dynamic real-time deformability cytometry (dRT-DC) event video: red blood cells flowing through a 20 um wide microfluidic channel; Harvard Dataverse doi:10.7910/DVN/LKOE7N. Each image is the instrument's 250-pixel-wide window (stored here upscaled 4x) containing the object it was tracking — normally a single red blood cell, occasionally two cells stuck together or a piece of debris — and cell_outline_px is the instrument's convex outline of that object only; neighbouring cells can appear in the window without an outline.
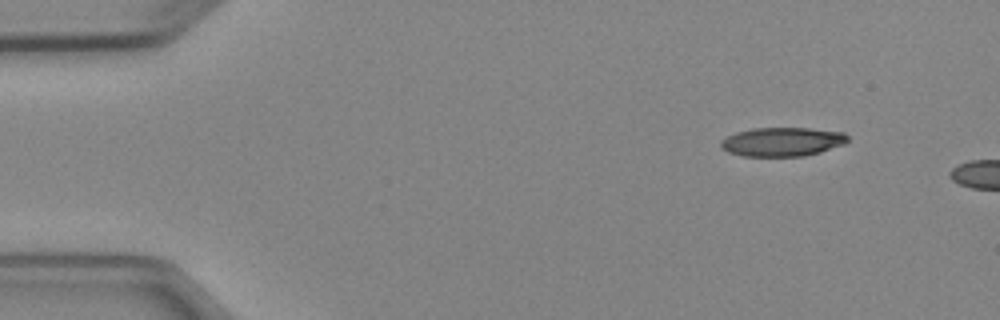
{"species": "Egyptian fruit bat (a non-hibernating species)", "species_latin": "Rousettus aegyptiacus", "temperature_condition": "cold", "stored_images_in_passage": 2, "camera_frame_rate_fps": 3000, "um_per_image_px": 0.085, "animal": {"sex": "female"}, "frame": {"image": 1, "passage_image": 1, "time_ms": 0.0, "image_size_px": [1000, 320], "cell_outline_px": [[848, 140], [844, 144], [820, 152], [804, 156], [740, 156], [728, 152], [720, 148], [720, 140], [736, 132], [752, 128], [808, 128], [844, 132], [848, 136]], "centroid_in_image_um": [66.46, 12.05], "position_along_channel_um": 18.5, "area_um2": 21.5}}